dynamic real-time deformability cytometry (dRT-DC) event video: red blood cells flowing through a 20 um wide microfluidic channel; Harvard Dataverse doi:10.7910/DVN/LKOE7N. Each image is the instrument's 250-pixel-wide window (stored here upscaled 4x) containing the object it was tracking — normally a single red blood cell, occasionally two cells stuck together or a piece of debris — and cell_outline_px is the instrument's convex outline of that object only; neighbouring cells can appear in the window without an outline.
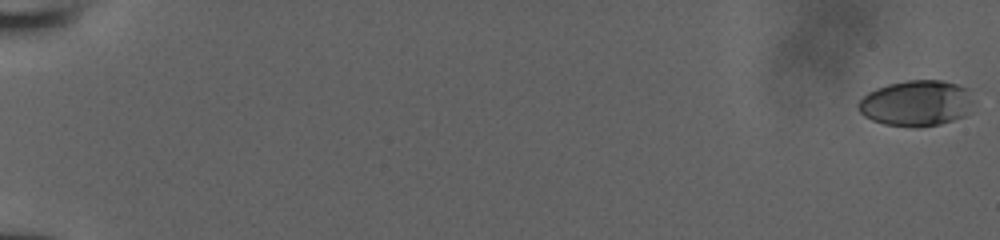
{"species": "human", "species_latin": "Homo sapiens", "temperature_condition": "room temperature", "stored_images_in_passage": 54, "camera_frame_rate_fps": 3000, "um_per_image_px": 0.085, "donor": {"sex": "male"}, "frame": {"image": 1, "passage_image": 1, "time_ms": 0.0, "image_size_px": [1000, 240], "cell_outline_px": [[972, 112], [964, 116], [940, 124], [916, 128], [884, 124], [872, 120], [864, 116], [860, 112], [856, 104], [868, 92], [876, 88], [888, 84], [908, 80], [940, 80], [956, 84], [968, 88], [972, 100]], "centroid_in_image_um": [77.9, 8.78], "position_along_channel_um": 7.1, "area_um2": 31.04}}
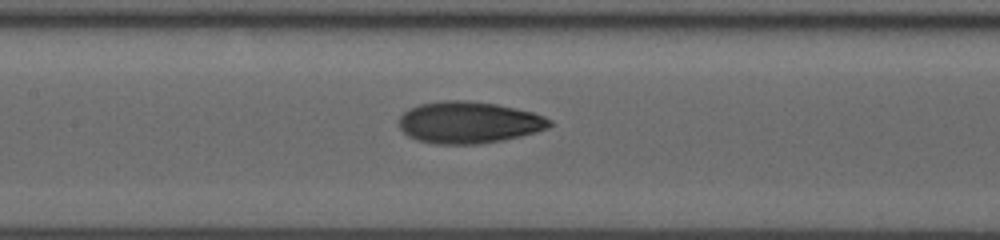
{"frame": {"image": 2, "passage_image": 29, "time_ms": 9.333, "image_size_px": [1000, 240], "cell_outline_px": [[552, 124], [548, 128], [536, 132], [504, 140], [480, 144], [436, 144], [416, 140], [408, 136], [400, 128], [400, 116], [408, 108], [420, 104], [440, 100], [468, 100], [496, 104], [532, 112], [544, 116], [552, 120]], "centroid_in_image_um": [39.84, 10.41], "position_along_channel_um": 167.6, "area_um2": 36.82}}
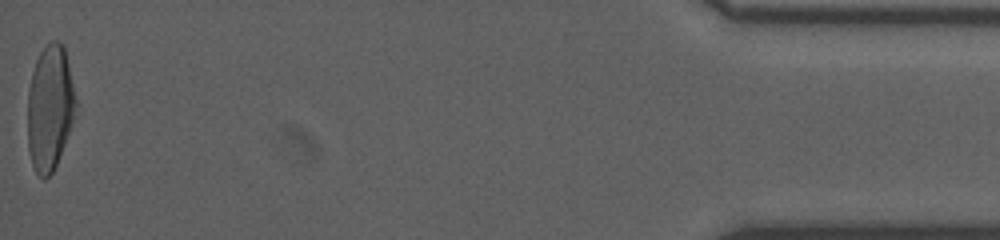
{"frame": {"image": 3, "passage_image": 54, "time_ms": 17.667, "image_size_px": [1000, 240], "cell_outline_px": [[80, 104], [56, 164], [52, 172], [44, 180], [36, 172], [32, 164], [28, 148], [28, 92], [32, 72], [36, 60], [40, 52], [52, 40], [60, 40], [64, 44]], "centroid_in_image_um": [4.29, 9.1], "position_along_channel_um": 430.9, "area_um2": 35.84}}